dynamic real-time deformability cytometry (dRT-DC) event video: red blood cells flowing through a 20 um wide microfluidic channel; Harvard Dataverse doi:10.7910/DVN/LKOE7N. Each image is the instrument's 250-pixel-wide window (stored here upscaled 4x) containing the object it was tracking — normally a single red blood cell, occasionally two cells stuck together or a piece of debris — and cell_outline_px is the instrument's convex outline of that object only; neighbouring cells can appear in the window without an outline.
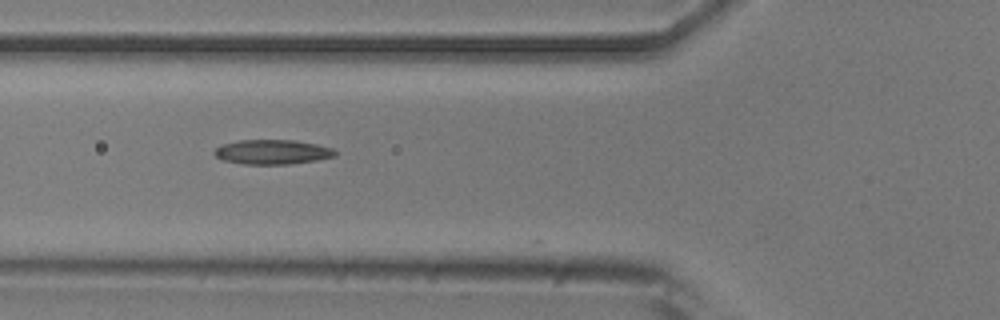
{"species": "common noctule bat (a hibernating species)", "species_latin": "Nyctalus noctula", "temperature_condition": "room temperature", "stored_images_in_passage": 6, "camera_frame_rate_fps": 3000, "um_per_image_px": 0.085, "animal": {"sex": "male", "body_mass_g": 20.5, "forearm_length_mm": 52.5}, "frame": {"image": 1, "passage_image": 5, "time_ms": 5.333, "image_size_px": [1000, 320], "cell_outline_px": [[336, 156], [316, 160], [288, 164], [244, 164], [224, 160], [216, 156], [212, 152], [216, 148], [224, 144], [240, 140], [296, 140], [316, 144], [332, 148], [336, 152]], "centroid_in_image_um": [23.16, 12.91], "position_along_channel_um": 102.6, "area_um2": 17.17}}